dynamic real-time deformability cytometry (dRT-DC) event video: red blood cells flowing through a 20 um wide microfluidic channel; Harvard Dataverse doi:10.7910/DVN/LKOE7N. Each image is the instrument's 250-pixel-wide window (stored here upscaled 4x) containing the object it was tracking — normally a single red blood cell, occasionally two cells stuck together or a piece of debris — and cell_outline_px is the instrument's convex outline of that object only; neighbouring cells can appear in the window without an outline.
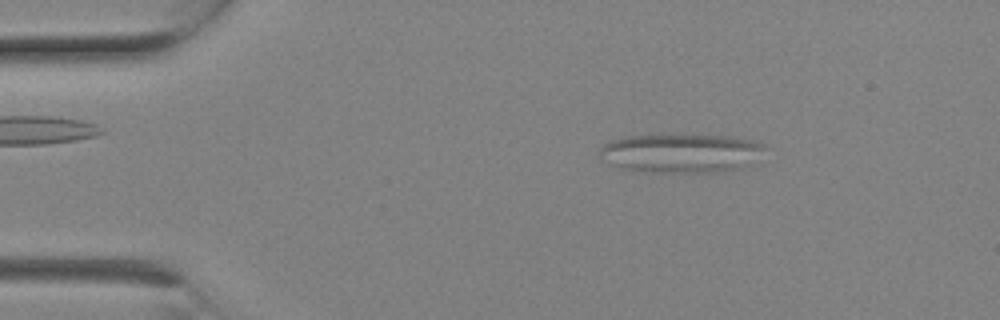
{"species": "Egyptian fruit bat (a non-hibernating species)", "species_latin": "Rousettus aegyptiacus", "temperature_condition": "room temperature", "stored_images_in_passage": 2, "camera_frame_rate_fps": 3000, "um_per_image_px": 0.085, "animal": {"sex": "female"}, "frame": {"image": 1, "passage_image": 1, "time_ms": 0.0, "image_size_px": [1000, 320], "cell_outline_px": [[764, 148], [752, 164], [744, 168], [716, 172], [652, 172], [624, 168], [600, 160], [596, 152], [604, 144], [612, 140], [624, 136], [732, 136], [756, 140], [764, 144]], "centroid_in_image_um": [57.89, 13.03], "position_along_channel_um": 27.1, "area_um2": 37.4}}
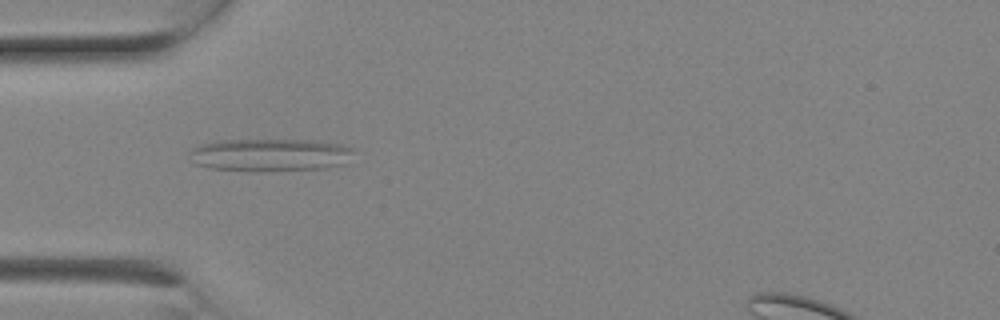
{"frame": {"image": 2, "passage_image": 2, "time_ms": 0.333, "image_size_px": [1000, 320], "cell_outline_px": [[356, 148], [344, 164], [324, 168], [208, 168], [196, 164], [192, 152], [192, 148], [200, 144], [220, 140], [316, 140], [340, 144]], "centroid_in_image_um": [23.04, 13.1], "position_along_channel_um": 62.0, "area_um2": 29.71}}